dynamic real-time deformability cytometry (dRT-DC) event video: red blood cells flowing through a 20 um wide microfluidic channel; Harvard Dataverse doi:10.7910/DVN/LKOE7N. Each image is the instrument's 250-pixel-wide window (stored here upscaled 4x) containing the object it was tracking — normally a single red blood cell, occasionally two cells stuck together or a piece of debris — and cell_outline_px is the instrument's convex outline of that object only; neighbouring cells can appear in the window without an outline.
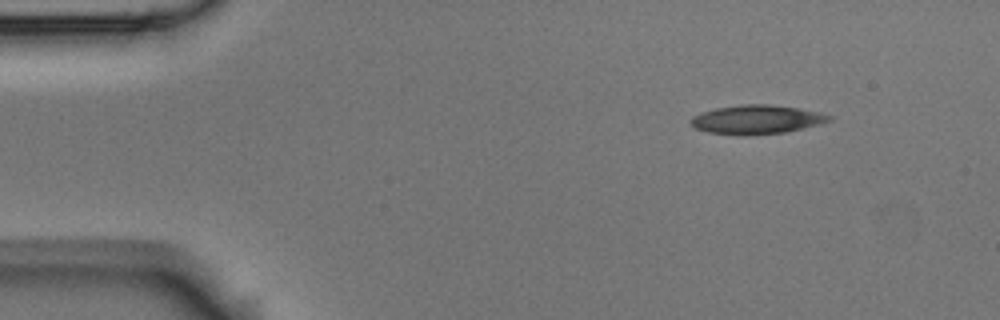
{"species": "Egyptian fruit bat (a non-hibernating species)", "species_latin": "Rousettus aegyptiacus", "temperature_condition": "room temperature", "stored_images_in_passage": 6, "camera_frame_rate_fps": 3000, "um_per_image_px": 0.085, "animal": {"sex": "male"}, "frame": {"image": 1, "passage_image": 1, "time_ms": 0.0, "image_size_px": [1000, 320], "cell_outline_px": [[832, 120], [820, 124], [784, 132], [744, 136], [736, 136], [708, 132], [692, 128], [688, 120], [692, 116], [700, 112], [716, 108], [740, 104], [768, 104], [796, 108], [820, 112], [832, 116]], "centroid_in_image_um": [64.24, 10.17], "position_along_channel_um": 20.8, "area_um2": 23.64}}
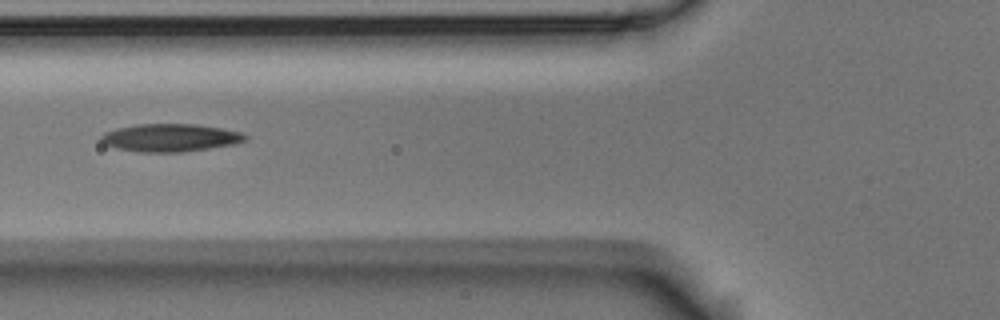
{"frame": {"image": 2, "passage_image": 5, "time_ms": 1.333, "image_size_px": [1000, 320], "cell_outline_px": [[248, 140], [236, 144], [180, 152], [140, 152], [116, 148], [104, 144], [100, 140], [100, 136], [104, 132], [116, 128], [136, 124], [196, 124], [220, 128], [240, 132], [248, 136]], "centroid_in_image_um": [14.46, 11.7], "position_along_channel_um": 111.3, "area_um2": 23.41}}
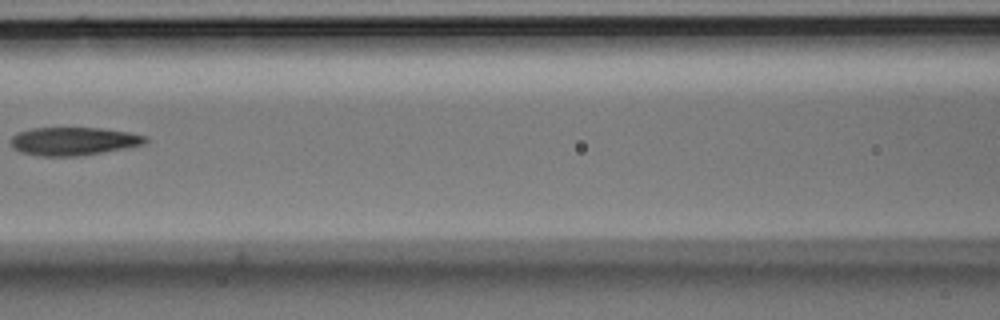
{"frame": {"image": 3, "passage_image": 6, "time_ms": 1.667, "image_size_px": [1000, 320], "cell_outline_px": [[148, 140], [144, 144], [104, 152], [80, 156], [40, 156], [20, 152], [12, 144], [12, 136], [20, 132], [32, 128], [100, 128], [128, 132], [148, 136]], "centroid_in_image_um": [6.29, 12.0], "position_along_channel_um": 160.3, "area_um2": 21.91}}